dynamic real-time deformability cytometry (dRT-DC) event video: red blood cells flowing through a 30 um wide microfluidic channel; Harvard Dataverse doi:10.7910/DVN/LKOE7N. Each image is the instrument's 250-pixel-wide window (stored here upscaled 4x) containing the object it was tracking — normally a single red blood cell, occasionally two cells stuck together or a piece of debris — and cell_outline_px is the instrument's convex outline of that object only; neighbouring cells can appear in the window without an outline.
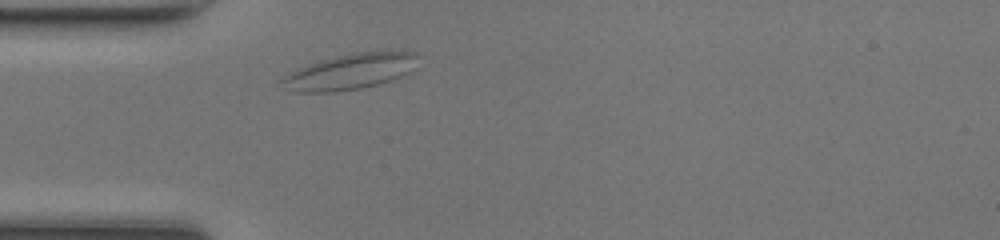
{"species": "common noctule bat (a hibernating species)", "species_latin": "Nyctalus noctula", "temperature_condition": "room temperature", "stored_images_in_passage": 29, "camera_frame_rate_fps": 3000, "um_per_image_px": 0.085, "animal": {"sex": "female", "body_mass_g": 17.0, "forearm_length_mm": 48.0}, "frame": {"image": 1, "passage_image": 1, "time_ms": 0.0, "image_size_px": [1000, 240], "cell_outline_px": [[420, 56], [408, 72], [400, 76], [376, 84], [360, 88], [336, 92], [296, 92], [280, 80], [284, 76], [296, 68], [320, 60], [352, 52], [416, 52]], "centroid_in_image_um": [29.74, 6.07], "position_along_channel_um": 55.3, "area_um2": 27.63}}
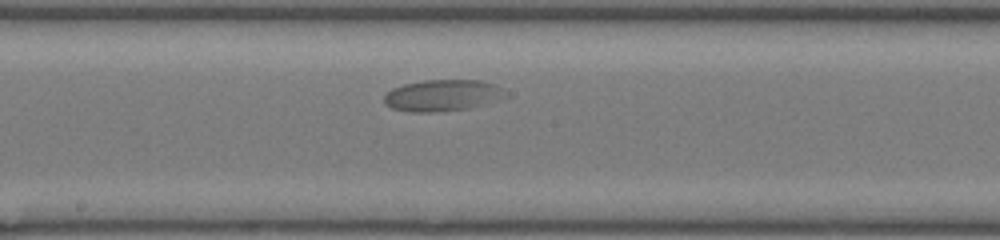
{"frame": {"image": 2, "passage_image": 13, "time_ms": 4.0, "image_size_px": [1000, 240], "cell_outline_px": [[508, 96], [464, 108], [436, 112], [412, 112], [392, 108], [384, 104], [384, 96], [392, 88], [404, 84], [424, 80], [480, 80], [492, 84], [500, 88]], "centroid_in_image_um": [37.52, 8.1], "position_along_channel_um": 210.7, "area_um2": 21.73}}
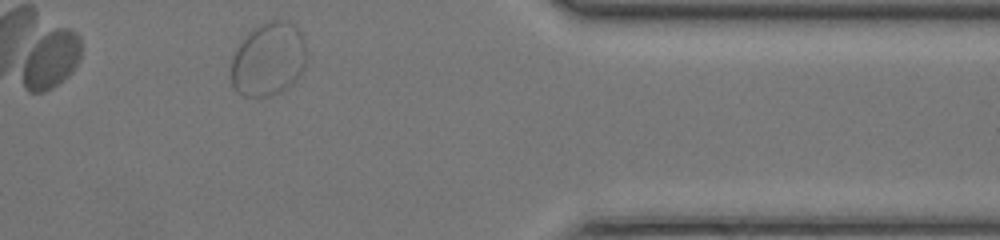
{"frame": {"image": 3, "passage_image": 28, "time_ms": 9.0, "image_size_px": [1000, 240], "cell_outline_px": [[308, 56], [304, 68], [292, 84], [280, 92], [268, 96], [244, 96], [236, 92], [232, 84], [232, 56], [240, 40], [248, 32], [260, 24], [268, 20], [288, 20], [304, 36]], "centroid_in_image_um": [22.83, 5.01], "position_along_channel_um": 388.6, "area_um2": 32.77}}